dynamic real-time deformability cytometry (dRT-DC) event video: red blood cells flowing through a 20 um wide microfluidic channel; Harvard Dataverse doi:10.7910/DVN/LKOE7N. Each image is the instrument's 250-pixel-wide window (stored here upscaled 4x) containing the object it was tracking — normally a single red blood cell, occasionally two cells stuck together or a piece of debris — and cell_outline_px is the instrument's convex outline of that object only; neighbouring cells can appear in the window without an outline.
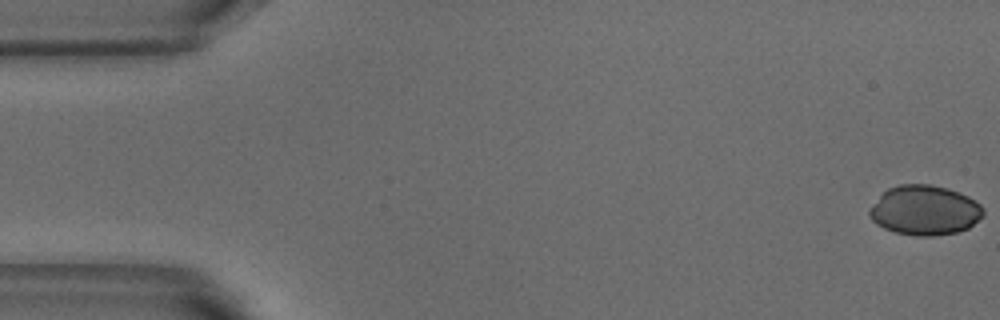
{"species": "common noctule bat (a hibernating species)", "species_latin": "Nyctalus noctula", "temperature_condition": "warm", "stored_images_in_passage": 6, "camera_frame_rate_fps": 3000, "um_per_image_px": 0.085, "animal": {"sex": "male", "body_mass_g": 18.8}, "frame": {"image": 1, "passage_image": 1, "time_ms": 0.0, "image_size_px": [1000, 320], "cell_outline_px": [[984, 212], [968, 228], [956, 232], [932, 236], [916, 236], [896, 232], [884, 228], [876, 224], [872, 220], [868, 212], [872, 204], [888, 188], [900, 184], [932, 184], [948, 188], [968, 196], [980, 204], [984, 208]], "centroid_in_image_um": [78.58, 17.86], "position_along_channel_um": 6.4, "area_um2": 32.83}}